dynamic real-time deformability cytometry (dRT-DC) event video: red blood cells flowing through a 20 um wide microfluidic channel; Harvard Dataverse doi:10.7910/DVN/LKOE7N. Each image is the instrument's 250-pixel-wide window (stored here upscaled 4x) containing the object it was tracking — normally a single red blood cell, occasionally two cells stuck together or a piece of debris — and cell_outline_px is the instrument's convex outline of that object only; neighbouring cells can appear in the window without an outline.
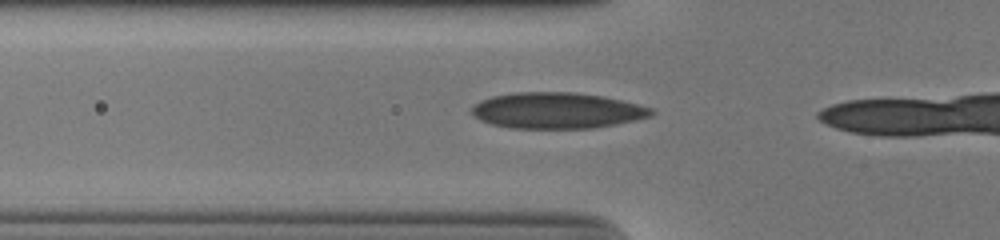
{"species": "human", "species_latin": "Homo sapiens", "temperature_condition": "cold", "stored_images_in_passage": 8, "camera_frame_rate_fps": 3000, "um_per_image_px": 0.085, "donor": {"sex": "male"}, "frame": {"image": 1, "passage_image": 3, "time_ms": 0.667, "image_size_px": [1000, 240], "cell_outline_px": [[656, 112], [652, 116], [636, 120], [616, 124], [592, 128], [512, 128], [492, 124], [480, 120], [472, 112], [472, 104], [480, 100], [492, 96], [516, 92], [572, 92], [600, 96], [620, 100], [652, 108]], "centroid_in_image_um": [47.33, 9.39], "position_along_channel_um": 78.5, "area_um2": 37.57}}
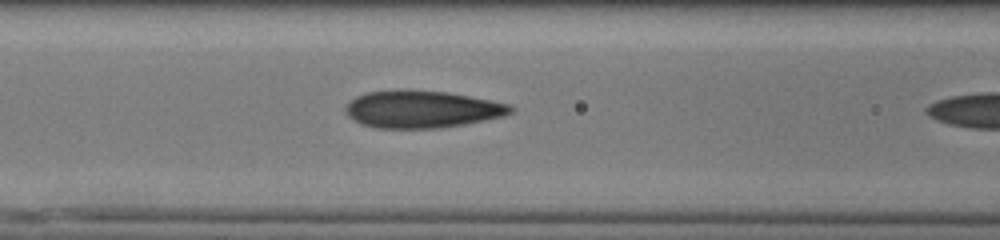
{"frame": {"image": 2, "passage_image": 7, "time_ms": 2.0, "image_size_px": [1000, 240], "cell_outline_px": [[516, 108], [512, 112], [504, 116], [464, 124], [440, 128], [376, 128], [360, 124], [348, 116], [344, 112], [344, 108], [356, 96], [368, 92], [444, 92], [468, 96], [512, 104]], "centroid_in_image_um": [35.9, 9.33], "position_along_channel_um": 130.7, "area_um2": 35.08}}